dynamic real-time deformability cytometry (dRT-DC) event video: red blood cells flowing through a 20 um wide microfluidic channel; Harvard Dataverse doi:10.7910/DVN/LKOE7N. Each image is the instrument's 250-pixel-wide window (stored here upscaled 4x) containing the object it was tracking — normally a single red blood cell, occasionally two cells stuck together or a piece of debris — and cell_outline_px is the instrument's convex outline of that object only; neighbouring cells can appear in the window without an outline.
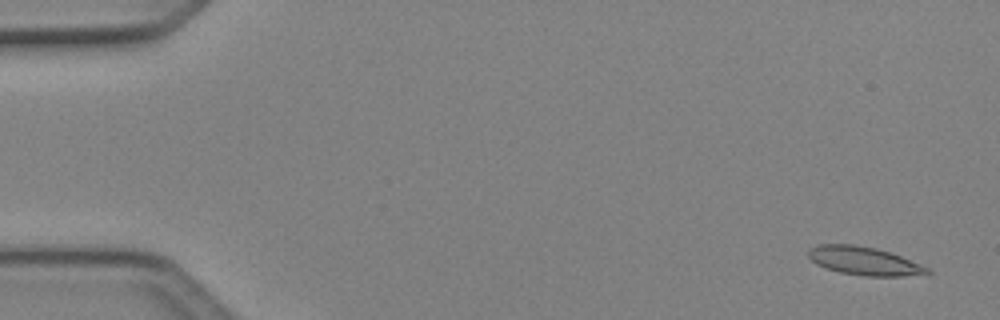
{"species": "Egyptian fruit bat (a non-hibernating species)", "species_latin": "Rousettus aegyptiacus", "temperature_condition": "cold", "stored_images_in_passage": 5, "camera_frame_rate_fps": 3000, "um_per_image_px": 0.085, "animal": {"sex": "female"}, "frame": {"image": 1, "passage_image": 1, "time_ms": 0.0, "image_size_px": [1000, 320], "cell_outline_px": [[932, 272], [900, 276], [864, 276], [840, 272], [824, 268], [816, 264], [808, 256], [808, 248], [820, 244], [856, 244], [876, 248], [900, 256], [920, 264], [928, 268]], "centroid_in_image_um": [73.37, 22.17], "position_along_channel_um": 11.6, "area_um2": 19.48}}
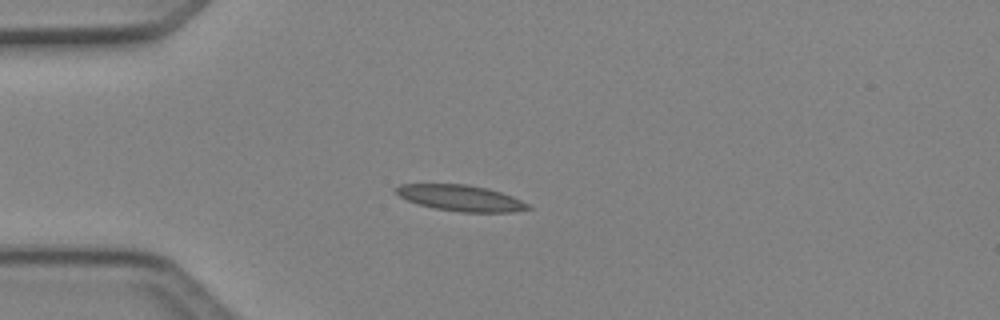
{"frame": {"image": 2, "passage_image": 4, "time_ms": 1.0, "image_size_px": [1000, 320], "cell_outline_px": [[532, 208], [512, 212], [460, 212], [436, 208], [420, 204], [408, 200], [400, 196], [396, 192], [396, 188], [400, 184], [468, 184], [488, 188], [512, 196], [528, 204]], "centroid_in_image_um": [39.19, 16.83], "position_along_channel_um": 45.8, "area_um2": 19.77}}